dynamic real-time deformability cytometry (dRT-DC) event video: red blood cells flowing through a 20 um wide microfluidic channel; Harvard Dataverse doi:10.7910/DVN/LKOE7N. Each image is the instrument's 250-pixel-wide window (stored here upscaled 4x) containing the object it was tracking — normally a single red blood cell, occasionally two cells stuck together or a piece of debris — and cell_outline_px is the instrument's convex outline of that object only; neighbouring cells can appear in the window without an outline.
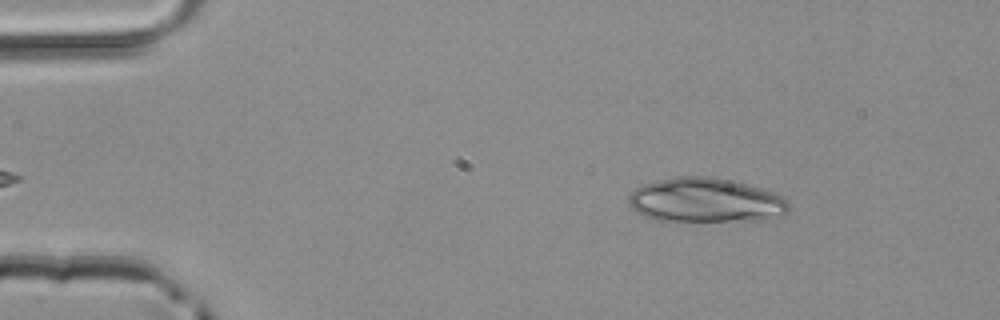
{"species": "common noctule bat (a hibernating species)", "species_latin": "Nyctalus noctula", "temperature_condition": "room temperature", "stored_images_in_passage": 45, "camera_frame_rate_fps": 3000, "um_per_image_px": 0.085, "animal": {"sex": "male", "body_mass_g": 20.4}, "frame": {"image": 1, "passage_image": 4, "time_ms": 1.0, "image_size_px": [1000, 320], "cell_outline_px": [[792, 208], [784, 216], [764, 220], [676, 224], [664, 224], [652, 220], [644, 216], [632, 208], [628, 204], [628, 196], [636, 188], [644, 184], [676, 176], [708, 176], [728, 180], [760, 188], [784, 196], [788, 200]], "centroid_in_image_um": [59.98, 17.1], "position_along_channel_um": 25.0, "area_um2": 43.18}}
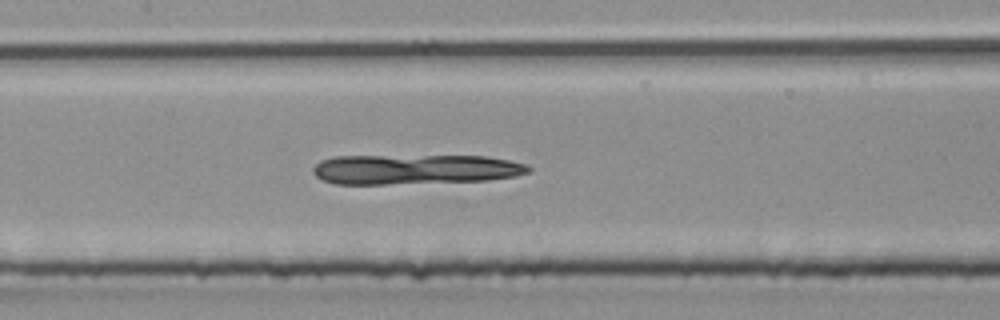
{"frame": {"image": 2, "passage_image": 20, "time_ms": 6.333, "image_size_px": [1000, 320], "cell_outline_px": [[532, 172], [516, 176], [488, 180], [388, 184], [336, 184], [324, 180], [316, 176], [312, 172], [312, 168], [320, 160], [332, 156], [488, 156], [528, 164], [532, 168]], "centroid_in_image_um": [35.3, 14.39], "position_along_channel_um": 172.1, "area_um2": 37.8}}
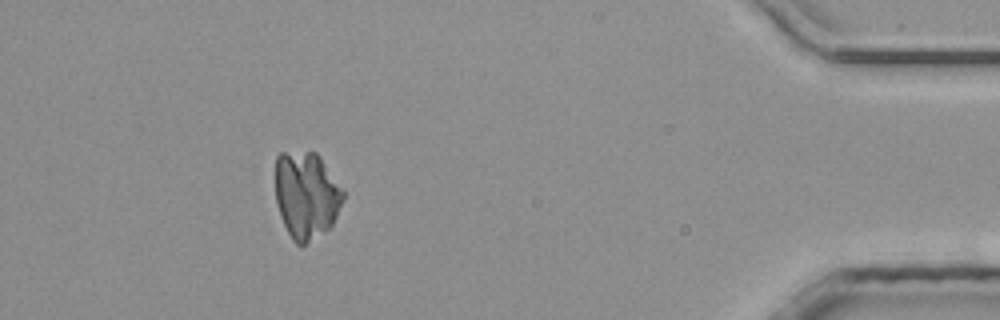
{"frame": {"image": 3, "passage_image": 41, "time_ms": 13.333, "image_size_px": [1000, 320], "cell_outline_px": [[344, 200], [332, 224], [328, 228], [304, 244], [296, 244], [292, 240], [280, 216], [276, 204], [276, 156], [280, 152], [316, 152], [344, 188]], "centroid_in_image_um": [26.04, 16.55], "position_along_channel_um": 409.2, "area_um2": 34.39}}